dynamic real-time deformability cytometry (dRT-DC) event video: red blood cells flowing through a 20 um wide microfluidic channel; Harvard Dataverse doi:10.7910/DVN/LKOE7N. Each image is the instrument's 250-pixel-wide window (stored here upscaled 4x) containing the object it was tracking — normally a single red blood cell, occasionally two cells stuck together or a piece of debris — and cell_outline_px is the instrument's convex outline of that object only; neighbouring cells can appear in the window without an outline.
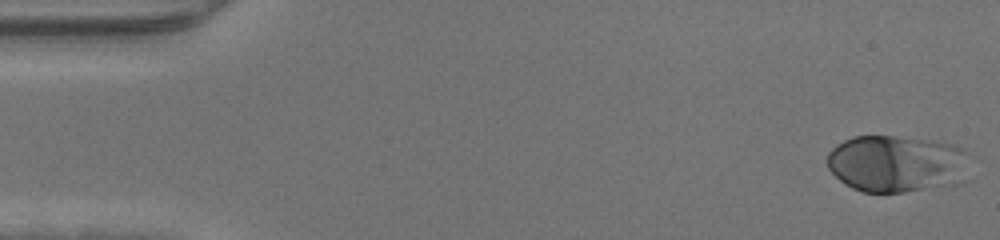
{"species": "human", "species_latin": "Homo sapiens", "temperature_condition": "warm", "stored_images_in_passage": 45, "camera_frame_rate_fps": 3000, "um_per_image_px": 0.085, "donor": {"sex": "male"}, "frame": {"image": 1, "passage_image": 1, "time_ms": 0.0, "image_size_px": [1000, 240], "cell_outline_px": [[976, 156], [972, 180], [964, 184], [904, 192], [864, 192], [852, 188], [844, 184], [828, 168], [828, 152], [836, 144], [852, 136], [896, 136], [936, 140], [956, 144], [972, 152]], "centroid_in_image_um": [76.49, 13.92], "position_along_channel_um": 8.5, "area_um2": 50.0}}
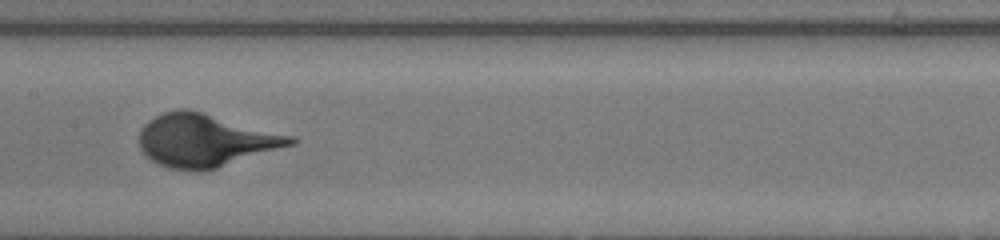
{"frame": {"image": 2, "passage_image": 23, "time_ms": 7.333, "image_size_px": [1000, 240], "cell_outline_px": [[300, 140], [296, 144], [216, 168], [196, 172], [168, 168], [156, 164], [140, 148], [140, 128], [148, 120], [164, 112], [180, 108], [188, 108], [296, 136]], "centroid_in_image_um": [17.49, 11.93], "position_along_channel_um": 189.9, "area_um2": 46.93}}
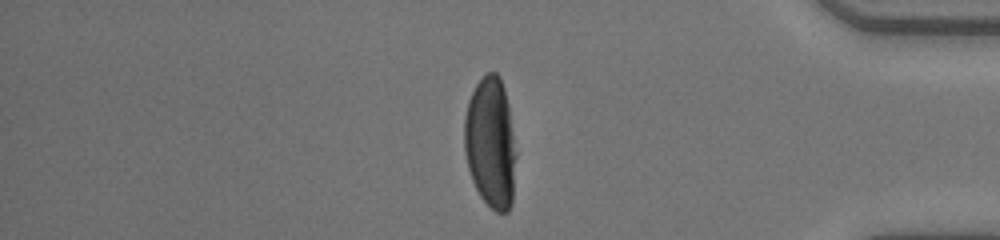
{"frame": {"image": 3, "passage_image": 39, "time_ms": 12.667, "image_size_px": [1000, 240], "cell_outline_px": [[516, 156], [512, 204], [508, 212], [496, 212], [480, 196], [472, 180], [468, 168], [464, 152], [464, 120], [468, 100], [476, 84], [488, 72], [496, 72], [500, 76], [504, 88], [508, 104], [516, 152]], "centroid_in_image_um": [41.7, 12.15], "position_along_channel_um": 393.5, "area_um2": 39.59}}